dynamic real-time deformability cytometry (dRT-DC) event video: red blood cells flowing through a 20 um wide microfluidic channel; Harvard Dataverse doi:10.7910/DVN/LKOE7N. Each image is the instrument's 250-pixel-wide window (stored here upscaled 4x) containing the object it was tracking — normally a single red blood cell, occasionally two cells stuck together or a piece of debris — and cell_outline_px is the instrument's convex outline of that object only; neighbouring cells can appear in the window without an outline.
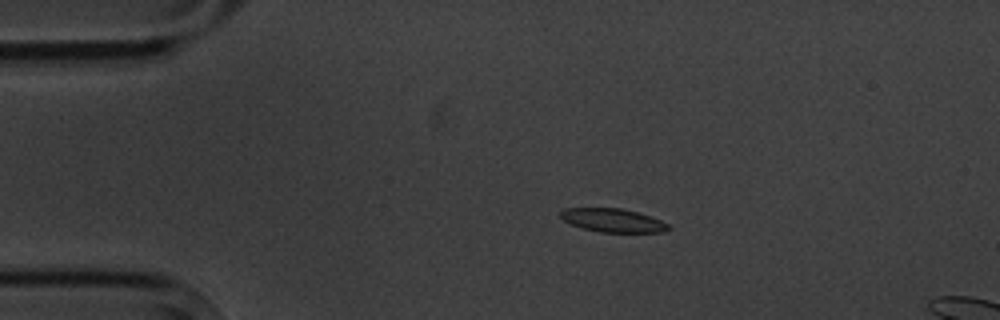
{"species": "common noctule bat (a hibernating species)", "species_latin": "Nyctalus noctula", "temperature_condition": "cold", "stored_images_in_passage": 6, "camera_frame_rate_fps": 3000, "um_per_image_px": 0.085, "animal": {"sex": "male", "body_mass_g": 20.1, "forearm_length_mm": 53.5}, "frame": {"image": 1, "passage_image": 4, "time_ms": 3.333, "image_size_px": [1000, 320], "cell_outline_px": [[672, 228], [664, 232], [600, 232], [580, 228], [564, 220], [560, 216], [560, 212], [564, 208], [624, 208], [652, 216], [668, 224]], "centroid_in_image_um": [52.12, 18.72], "position_along_channel_um": 32.9, "area_um2": 14.91}}